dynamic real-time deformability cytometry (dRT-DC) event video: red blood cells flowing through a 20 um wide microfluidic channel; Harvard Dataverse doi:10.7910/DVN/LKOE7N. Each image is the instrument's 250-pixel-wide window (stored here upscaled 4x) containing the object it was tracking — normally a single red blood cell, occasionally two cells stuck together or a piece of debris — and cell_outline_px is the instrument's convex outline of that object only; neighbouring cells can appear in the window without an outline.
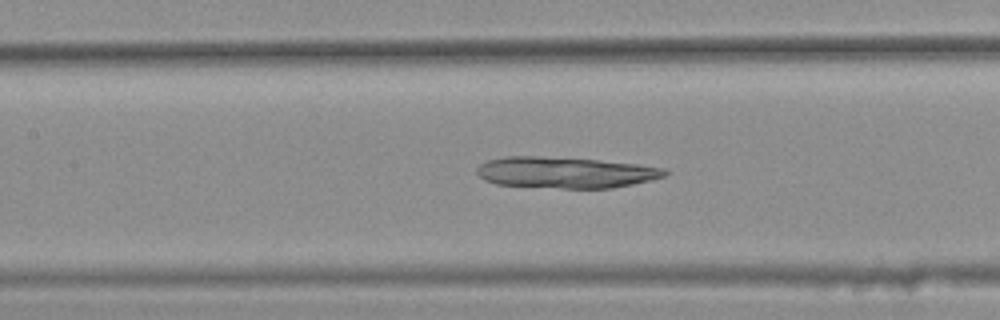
{"species": "common noctule bat (a hibernating species)", "species_latin": "Nyctalus noctula", "temperature_condition": "warm", "stored_images_in_passage": 39, "camera_frame_rate_fps": 3000, "um_per_image_px": 0.085, "animal": {"sex": "female", "body_mass_g": 25.1}, "frame": {"image": 1, "passage_image": 18, "time_ms": 5.667, "image_size_px": [1000, 320], "cell_outline_px": [[668, 172], [664, 176], [632, 184], [612, 188], [564, 188], [496, 184], [484, 180], [476, 172], [476, 168], [480, 164], [488, 160], [504, 156], [536, 156], [596, 160], [636, 164], [664, 168]], "centroid_in_image_um": [48.0, 14.66], "position_along_channel_um": 159.4, "area_um2": 33.76}}
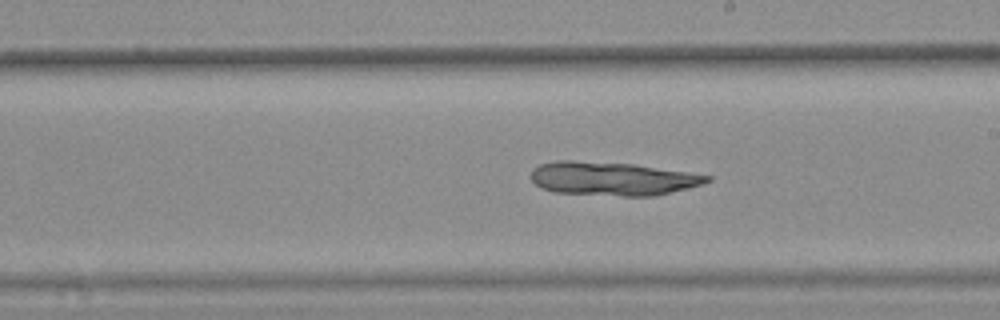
{"frame": {"image": 2, "passage_image": 24, "time_ms": 7.667, "image_size_px": [1000, 320], "cell_outline_px": [[712, 180], [704, 184], [688, 188], [652, 196], [624, 196], [552, 192], [540, 188], [532, 180], [532, 168], [540, 164], [556, 160], [572, 160], [632, 164], [688, 172], [712, 176]], "centroid_in_image_um": [52.04, 15.18], "position_along_channel_um": 237.0, "area_um2": 34.45}}
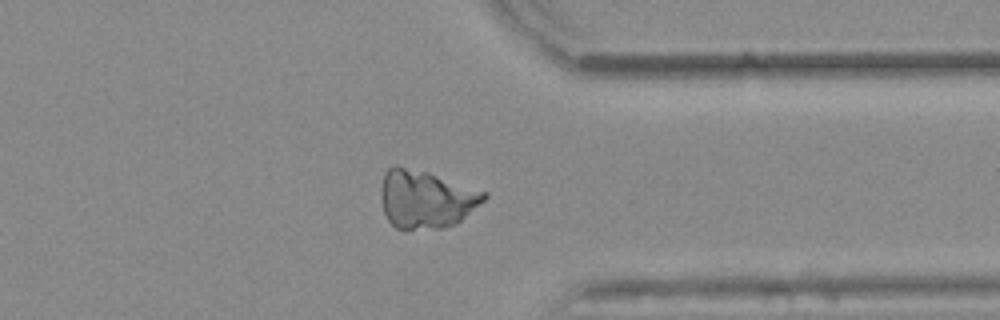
{"frame": {"image": 3, "passage_image": 35, "time_ms": 11.333, "image_size_px": [1000, 320], "cell_outline_px": [[488, 196], [484, 200], [456, 224], [444, 228], [396, 228], [388, 220], [384, 212], [380, 200], [380, 192], [384, 172], [388, 168], [396, 164], [428, 172], [488, 192]], "centroid_in_image_um": [36.18, 16.9], "position_along_channel_um": 375.2, "area_um2": 34.91}}